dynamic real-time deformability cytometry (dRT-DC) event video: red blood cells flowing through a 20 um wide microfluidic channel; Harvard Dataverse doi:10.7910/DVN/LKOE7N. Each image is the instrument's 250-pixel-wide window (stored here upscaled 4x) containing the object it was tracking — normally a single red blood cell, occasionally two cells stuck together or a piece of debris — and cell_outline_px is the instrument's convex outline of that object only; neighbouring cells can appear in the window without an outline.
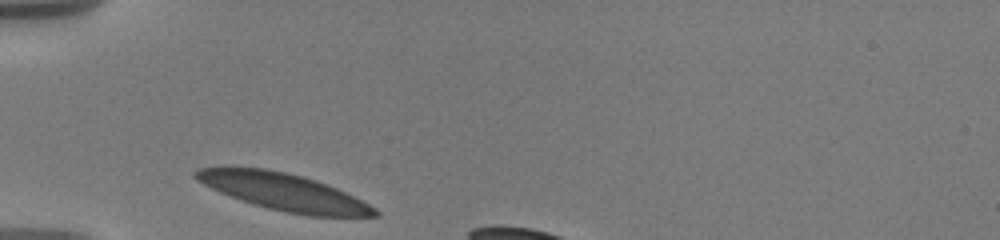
{"species": "human", "species_latin": "Homo sapiens", "temperature_condition": "warm", "stored_images_in_passage": 24, "camera_frame_rate_fps": 3000, "um_per_image_px": 0.085, "donor": {"sex": "male"}, "frame": {"image": 1, "passage_image": 1, "time_ms": 0.0, "image_size_px": [1000, 240], "cell_outline_px": [[380, 216], [308, 216], [268, 208], [220, 192], [196, 180], [192, 176], [192, 172], [200, 168], [232, 164], [264, 168], [288, 172], [316, 180], [336, 188], [376, 208], [380, 212]], "centroid_in_image_um": [24.03, 16.26], "position_along_channel_um": 61.0, "area_um2": 38.84}}
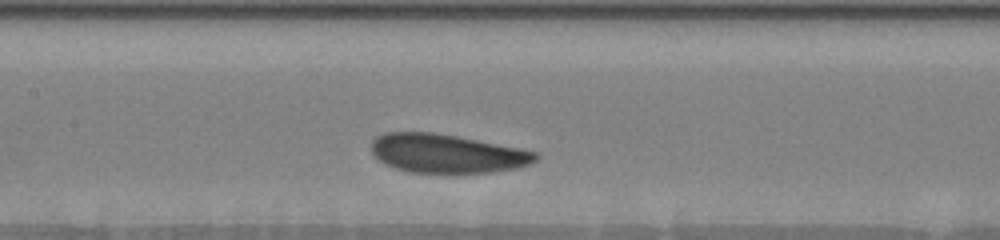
{"frame": {"image": 2, "passage_image": 9, "time_ms": 3.333, "image_size_px": [1000, 240], "cell_outline_px": [[540, 156], [532, 164], [516, 168], [492, 172], [412, 172], [396, 168], [380, 160], [372, 152], [372, 140], [376, 136], [384, 132], [432, 132], [456, 136], [520, 148], [536, 152]], "centroid_in_image_um": [38.01, 13.03], "position_along_channel_um": 169.4, "area_um2": 36.76}}
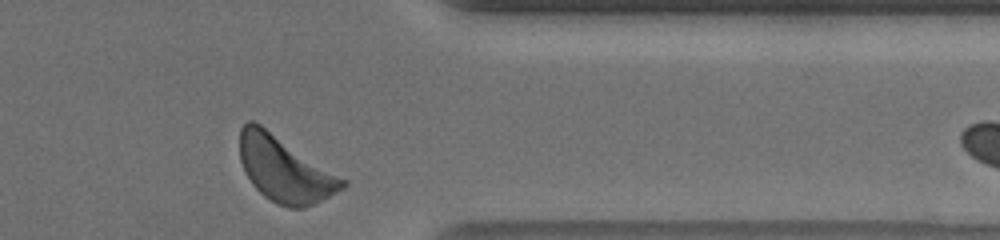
{"frame": {"image": 3, "passage_image": 23, "time_ms": 9.667, "image_size_px": [1000, 240], "cell_outline_px": [[348, 184], [344, 188], [304, 208], [288, 208], [264, 196], [252, 184], [240, 160], [240, 128], [248, 120], [252, 120], [260, 124], [348, 180]], "centroid_in_image_um": [24.21, 14.37], "position_along_channel_um": 387.2, "area_um2": 38.73}}